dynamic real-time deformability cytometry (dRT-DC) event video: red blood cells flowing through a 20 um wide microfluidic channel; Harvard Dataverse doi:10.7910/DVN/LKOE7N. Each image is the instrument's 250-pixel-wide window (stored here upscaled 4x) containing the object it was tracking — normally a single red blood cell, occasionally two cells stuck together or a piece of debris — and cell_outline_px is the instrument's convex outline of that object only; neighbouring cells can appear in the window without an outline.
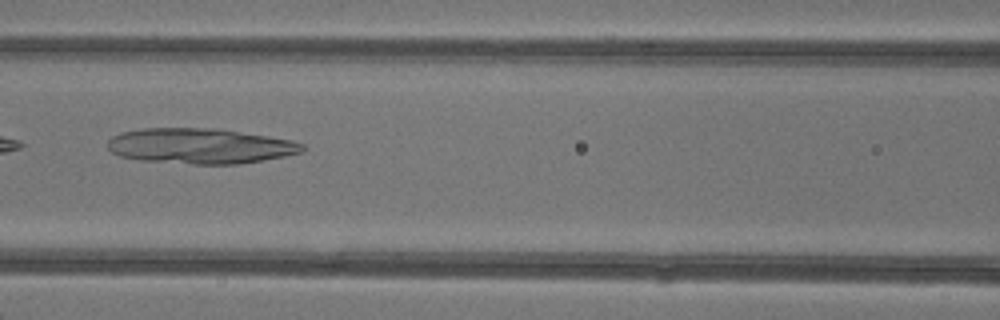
{"species": "common noctule bat (a hibernating species)", "species_latin": "Nyctalus noctula", "temperature_condition": "warm", "stored_images_in_passage": 9, "camera_frame_rate_fps": 3000, "um_per_image_px": 0.085, "animal": {"sex": "female"}, "frame": {"image": 1, "passage_image": 8, "time_ms": 8.667, "image_size_px": [1000, 320], "cell_outline_px": [[308, 148], [304, 152], [284, 156], [236, 164], [192, 164], [140, 160], [120, 156], [112, 152], [108, 148], [108, 140], [112, 136], [120, 132], [144, 128], [216, 128], [268, 136], [292, 140], [304, 144]], "centroid_in_image_um": [17.02, 12.4], "position_along_channel_um": 149.6, "area_um2": 40.23}}